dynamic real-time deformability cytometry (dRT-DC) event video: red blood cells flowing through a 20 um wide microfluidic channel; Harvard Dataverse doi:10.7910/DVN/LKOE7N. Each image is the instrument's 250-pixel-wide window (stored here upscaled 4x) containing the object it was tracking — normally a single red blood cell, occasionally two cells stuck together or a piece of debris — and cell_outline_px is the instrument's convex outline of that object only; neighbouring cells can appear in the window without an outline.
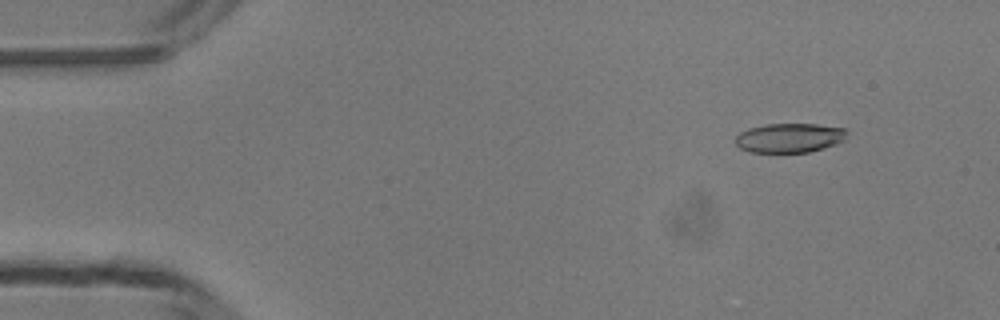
{"species": "common noctule bat (a hibernating species)", "species_latin": "Nyctalus noctula", "temperature_condition": "room temperature", "stored_images_in_passage": 48, "camera_frame_rate_fps": 3000, "um_per_image_px": 0.085, "animal": {"sex": "male", "body_mass_g": 13.3}, "frame": {"image": 1, "passage_image": 5, "time_ms": 1.333, "image_size_px": [1000, 320], "cell_outline_px": [[848, 132], [844, 140], [824, 148], [808, 152], [748, 152], [740, 148], [736, 144], [736, 136], [740, 132], [748, 128], [768, 124], [816, 124], [844, 128]], "centroid_in_image_um": [67.1, 11.72], "position_along_channel_um": 17.9, "area_um2": 19.02}}
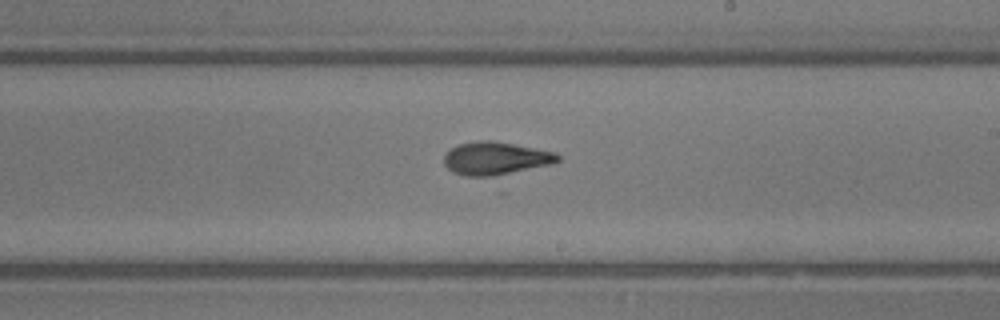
{"frame": {"image": 2, "passage_image": 28, "time_ms": 9.0, "image_size_px": [1000, 320], "cell_outline_px": [[560, 160], [552, 164], [500, 176], [464, 176], [452, 172], [444, 164], [444, 156], [456, 144], [480, 140], [492, 140], [556, 152], [560, 156]], "centroid_in_image_um": [42.14, 13.47], "position_along_channel_um": 246.9, "area_um2": 22.08}}
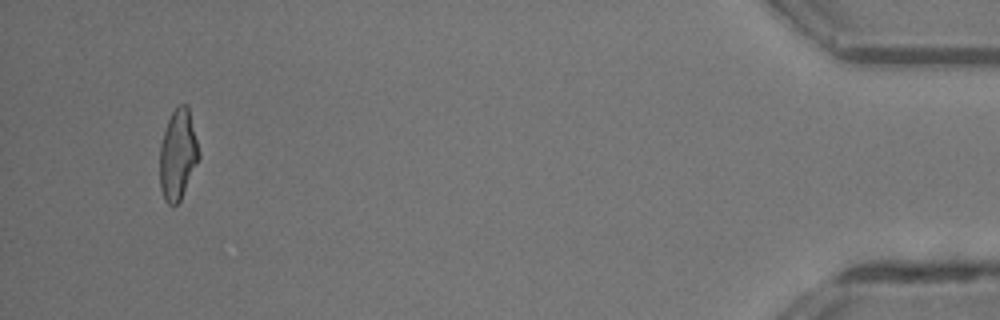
{"frame": {"image": 3, "passage_image": 46, "time_ms": 15.0, "image_size_px": [1000, 320], "cell_outline_px": [[200, 156], [180, 200], [176, 204], [168, 204], [164, 200], [160, 188], [160, 144], [168, 120], [172, 112], [180, 104], [188, 104], [200, 152]], "centroid_in_image_um": [15.12, 13.12], "position_along_channel_um": 420.1, "area_um2": 20.46}, "authors_computed_cell_mechanics": {"area_um2": 20.7502, "velocity_mm_per_s": 4.2444, "shape_relaxation_time_tau1_ms": 2.8805, "shape_relaxation_time_tau2_ms": 1.761, "deformation_change_tau1": 0.187, "deformation_change_tau2": 0.1079}}